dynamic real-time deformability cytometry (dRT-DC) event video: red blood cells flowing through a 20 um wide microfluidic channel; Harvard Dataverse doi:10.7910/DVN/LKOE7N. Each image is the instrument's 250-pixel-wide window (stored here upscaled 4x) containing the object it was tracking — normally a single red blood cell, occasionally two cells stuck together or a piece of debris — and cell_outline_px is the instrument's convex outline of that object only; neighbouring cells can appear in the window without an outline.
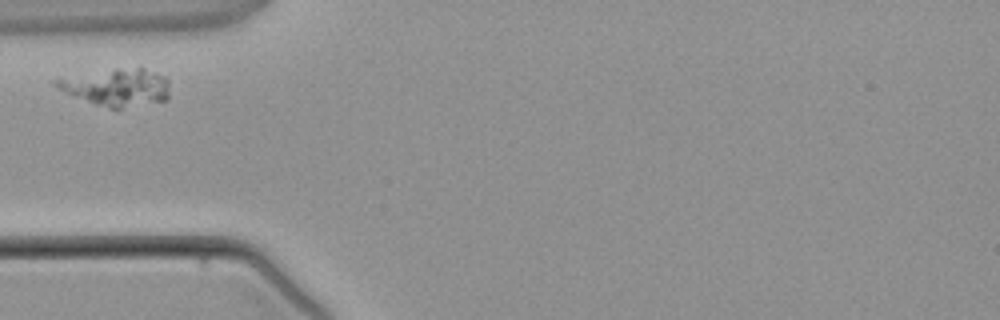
{"species": "common noctule bat (a hibernating species)", "species_latin": "Nyctalus noctula", "temperature_condition": "warm", "stored_images_in_passage": 1, "camera_frame_rate_fps": 3000, "um_per_image_px": 0.085, "animal": {"sex": "male", "body_mass_g": 21.5, "forearm_length_mm": 52.0}, "frame": {"image": 1, "passage_image": 1, "time_ms": 0.0, "image_size_px": [1000, 320], "cell_outline_px": [[168, 100], [120, 108], [112, 108], [96, 104], [64, 92], [56, 88], [52, 84], [52, 80], [116, 68], [144, 68], [164, 76], [168, 80]], "centroid_in_image_um": [9.93, 7.41], "position_along_channel_um": 75.1, "area_um2": 24.28}}